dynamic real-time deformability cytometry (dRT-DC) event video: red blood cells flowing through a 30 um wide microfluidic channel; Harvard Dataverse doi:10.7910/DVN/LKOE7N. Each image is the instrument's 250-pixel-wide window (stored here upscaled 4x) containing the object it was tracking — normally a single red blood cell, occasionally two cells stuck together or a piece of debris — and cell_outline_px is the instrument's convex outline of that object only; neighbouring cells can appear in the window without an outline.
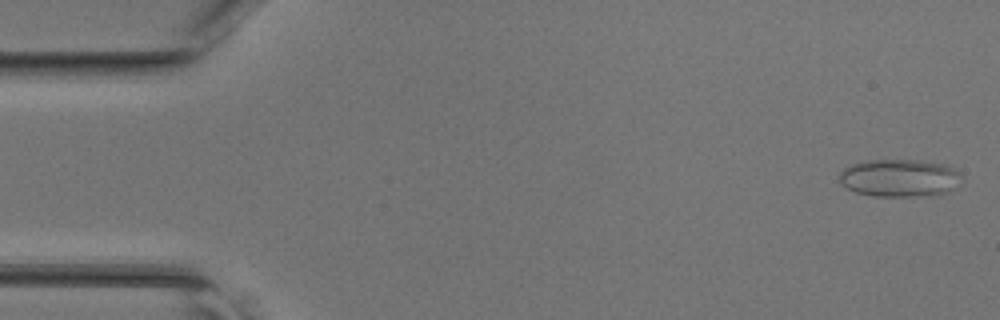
{"species": "common noctule bat (a hibernating species)", "species_latin": "Nyctalus noctula", "temperature_condition": "room temperature", "stored_images_in_passage": 45, "camera_frame_rate_fps": 3000, "um_per_image_px": 0.085, "animal": {"sex": "female", "body_mass_g": 17.0, "forearm_length_mm": 48.0}, "frame": {"image": 1, "passage_image": 1, "time_ms": 0.0, "image_size_px": [1000, 320], "cell_outline_px": [[960, 176], [956, 188], [948, 192], [932, 196], [872, 196], [856, 192], [840, 184], [840, 172], [844, 168], [852, 164], [868, 160], [924, 160], [944, 164], [960, 172]], "centroid_in_image_um": [76.47, 15.13], "position_along_channel_um": 8.5, "area_um2": 26.99}}
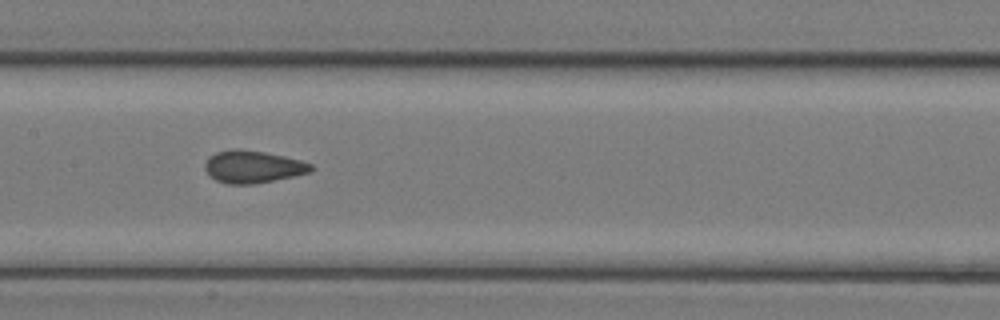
{"frame": {"image": 2, "passage_image": 22, "time_ms": 7.0, "image_size_px": [1000, 320], "cell_outline_px": [[316, 168], [308, 172], [292, 176], [252, 184], [228, 184], [216, 180], [204, 168], [204, 164], [208, 156], [216, 152], [236, 148], [264, 152], [284, 156], [300, 160], [312, 164]], "centroid_in_image_um": [21.47, 14.16], "position_along_channel_um": 185.9, "area_um2": 19.83}}
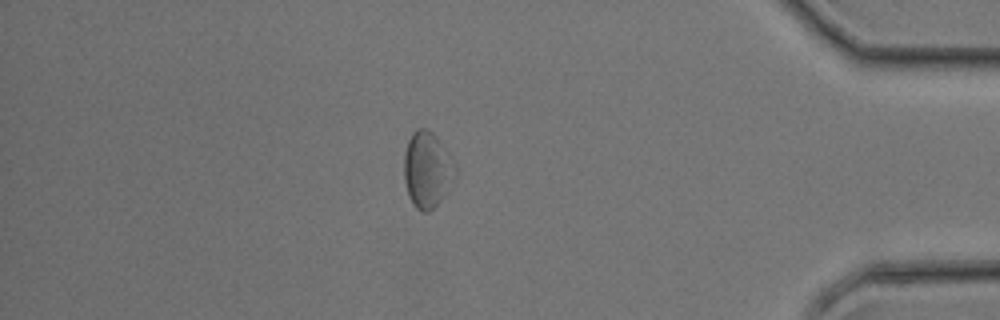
{"frame": {"image": 3, "passage_image": 39, "time_ms": 12.667, "image_size_px": [1000, 320], "cell_outline_px": [[456, 176], [440, 200], [428, 212], [420, 212], [412, 204], [408, 196], [404, 180], [404, 152], [408, 140], [412, 132], [416, 128], [428, 128], [436, 136], [456, 168]], "centroid_in_image_um": [36.27, 14.42], "position_along_channel_um": 398.9, "area_um2": 22.48}}